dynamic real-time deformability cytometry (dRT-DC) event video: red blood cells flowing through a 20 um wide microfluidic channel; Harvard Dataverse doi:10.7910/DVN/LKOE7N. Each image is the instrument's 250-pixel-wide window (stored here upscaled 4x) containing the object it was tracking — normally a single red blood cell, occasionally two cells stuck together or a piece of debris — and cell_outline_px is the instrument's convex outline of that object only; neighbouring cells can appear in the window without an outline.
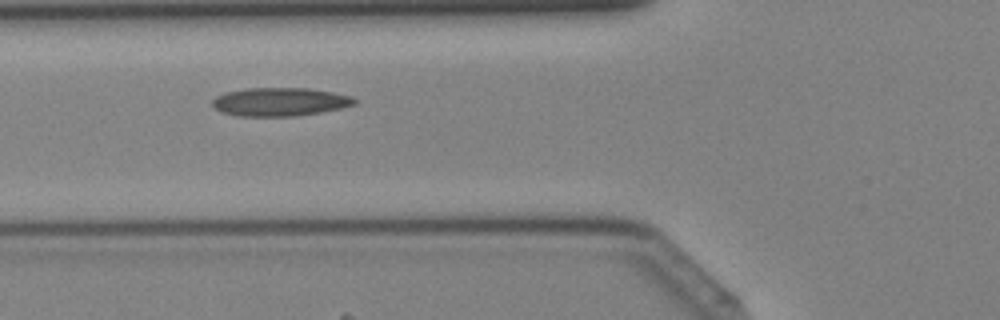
{"species": "Egyptian fruit bat (a non-hibernating species)", "species_latin": "Rousettus aegyptiacus", "temperature_condition": "cold", "stored_images_in_passage": 30, "camera_frame_rate_fps": 3000, "um_per_image_px": 0.085, "animal": {"sex": "female"}, "frame": {"image": 1, "passage_image": 4, "time_ms": 1.0, "image_size_px": [1000, 320], "cell_outline_px": [[356, 104], [340, 108], [320, 112], [292, 116], [236, 116], [220, 112], [212, 104], [212, 100], [216, 96], [228, 92], [248, 88], [308, 88], [332, 92], [352, 96], [356, 100]], "centroid_in_image_um": [23.78, 8.66], "position_along_channel_um": 102.0, "area_um2": 23.41}}
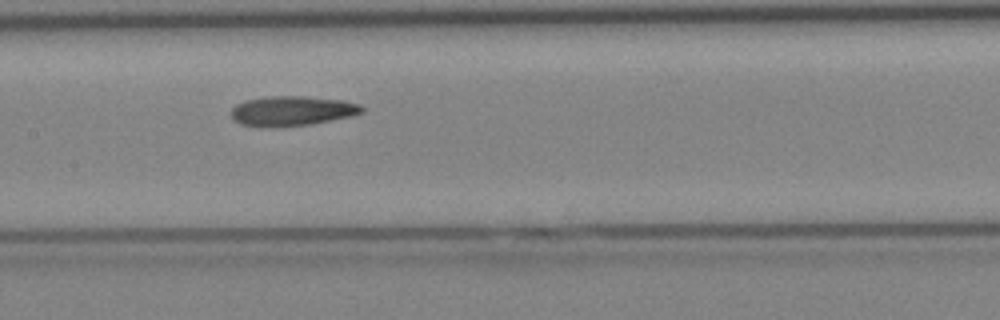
{"frame": {"image": 2, "passage_image": 9, "time_ms": 2.667, "image_size_px": [1000, 320], "cell_outline_px": [[364, 112], [352, 116], [312, 124], [280, 128], [268, 128], [240, 124], [232, 120], [232, 108], [236, 104], [244, 100], [268, 96], [300, 96], [340, 100], [360, 104], [364, 108]], "centroid_in_image_um": [24.79, 9.45], "position_along_channel_um": 182.6, "area_um2": 23.06}}
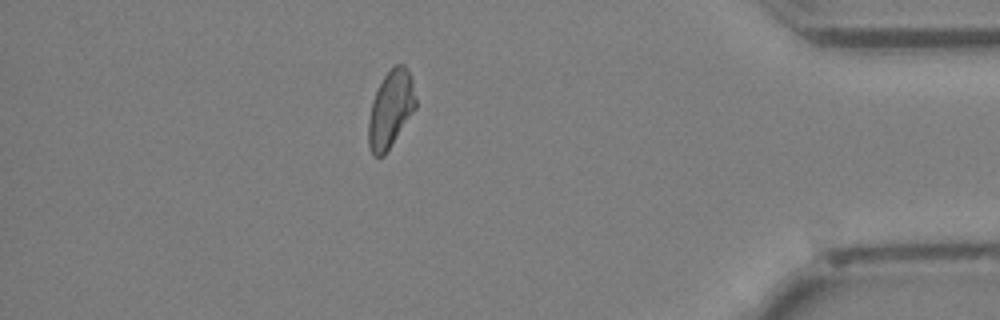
{"frame": {"image": 3, "passage_image": 25, "time_ms": 8.0, "image_size_px": [1000, 320], "cell_outline_px": [[416, 108], [384, 156], [372, 156], [368, 144], [368, 120], [372, 100], [384, 76], [392, 64], [404, 64], [408, 68], [412, 80], [416, 100]], "centroid_in_image_um": [33.2, 9.26], "position_along_channel_um": 402.0, "area_um2": 21.33}}